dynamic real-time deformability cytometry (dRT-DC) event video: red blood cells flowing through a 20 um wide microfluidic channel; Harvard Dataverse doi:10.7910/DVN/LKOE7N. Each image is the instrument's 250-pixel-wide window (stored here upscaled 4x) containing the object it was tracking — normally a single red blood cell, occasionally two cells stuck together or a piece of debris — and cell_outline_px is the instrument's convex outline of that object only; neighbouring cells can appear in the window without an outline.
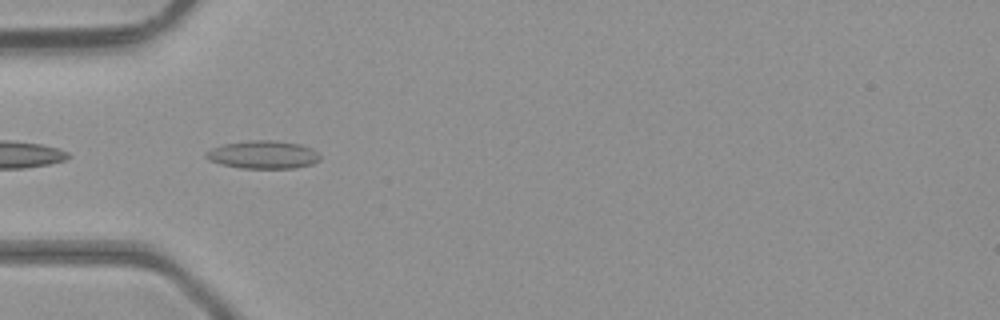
{"species": "common noctule bat (a hibernating species)", "species_latin": "Nyctalus noctula", "temperature_condition": "room temperature", "stored_images_in_passage": 16, "camera_frame_rate_fps": 3000, "um_per_image_px": 0.085, "animal": {"sex": "male", "body_mass_g": 23.1, "forearm_length_mm": 52.7}, "frame": {"image": 1, "passage_image": 14, "time_ms": 4.333, "image_size_px": [1000, 320], "cell_outline_px": [[320, 160], [312, 164], [296, 168], [240, 168], [220, 164], [208, 160], [204, 156], [204, 152], [212, 148], [224, 144], [252, 140], [272, 140], [300, 144], [312, 148], [320, 156]], "centroid_in_image_um": [22.34, 13.15], "position_along_channel_um": 62.7, "area_um2": 18.67}}